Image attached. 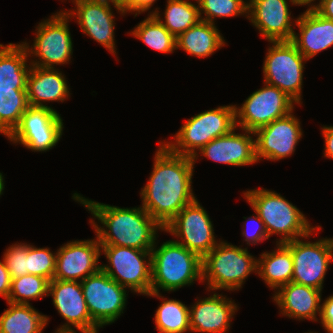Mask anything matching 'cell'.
Here are the masks:
<instances>
[{"mask_svg": "<svg viewBox=\"0 0 333 333\" xmlns=\"http://www.w3.org/2000/svg\"><path fill=\"white\" fill-rule=\"evenodd\" d=\"M242 103L235 105V124L241 130L255 132L274 120L290 114L296 102L279 88L264 83Z\"/></svg>", "mask_w": 333, "mask_h": 333, "instance_id": "cell-11", "label": "cell"}, {"mask_svg": "<svg viewBox=\"0 0 333 333\" xmlns=\"http://www.w3.org/2000/svg\"><path fill=\"white\" fill-rule=\"evenodd\" d=\"M28 244H12L6 249L3 260L11 279L27 275Z\"/></svg>", "mask_w": 333, "mask_h": 333, "instance_id": "cell-36", "label": "cell"}, {"mask_svg": "<svg viewBox=\"0 0 333 333\" xmlns=\"http://www.w3.org/2000/svg\"><path fill=\"white\" fill-rule=\"evenodd\" d=\"M165 232L181 238L174 240L202 259L218 244L207 211L197 198L185 206L164 228Z\"/></svg>", "mask_w": 333, "mask_h": 333, "instance_id": "cell-14", "label": "cell"}, {"mask_svg": "<svg viewBox=\"0 0 333 333\" xmlns=\"http://www.w3.org/2000/svg\"><path fill=\"white\" fill-rule=\"evenodd\" d=\"M28 57L23 43L0 44V89H27Z\"/></svg>", "mask_w": 333, "mask_h": 333, "instance_id": "cell-25", "label": "cell"}, {"mask_svg": "<svg viewBox=\"0 0 333 333\" xmlns=\"http://www.w3.org/2000/svg\"><path fill=\"white\" fill-rule=\"evenodd\" d=\"M321 129L325 139L324 157L333 159V126H323Z\"/></svg>", "mask_w": 333, "mask_h": 333, "instance_id": "cell-41", "label": "cell"}, {"mask_svg": "<svg viewBox=\"0 0 333 333\" xmlns=\"http://www.w3.org/2000/svg\"><path fill=\"white\" fill-rule=\"evenodd\" d=\"M49 280L32 274L11 279V289L7 302L29 305L30 300L49 296Z\"/></svg>", "mask_w": 333, "mask_h": 333, "instance_id": "cell-33", "label": "cell"}, {"mask_svg": "<svg viewBox=\"0 0 333 333\" xmlns=\"http://www.w3.org/2000/svg\"><path fill=\"white\" fill-rule=\"evenodd\" d=\"M101 254L97 236L96 239L67 242L57 249L53 279L81 282L101 269L98 262Z\"/></svg>", "mask_w": 333, "mask_h": 333, "instance_id": "cell-18", "label": "cell"}, {"mask_svg": "<svg viewBox=\"0 0 333 333\" xmlns=\"http://www.w3.org/2000/svg\"><path fill=\"white\" fill-rule=\"evenodd\" d=\"M320 322L328 333H333V295L321 304Z\"/></svg>", "mask_w": 333, "mask_h": 333, "instance_id": "cell-38", "label": "cell"}, {"mask_svg": "<svg viewBox=\"0 0 333 333\" xmlns=\"http://www.w3.org/2000/svg\"><path fill=\"white\" fill-rule=\"evenodd\" d=\"M76 6L64 12L70 17H75L84 34L91 37L101 46L116 55L115 48V17L112 14V5L119 13L125 14L122 7L110 3L108 0H73ZM112 4V5H110ZM76 8V9H75Z\"/></svg>", "mask_w": 333, "mask_h": 333, "instance_id": "cell-15", "label": "cell"}, {"mask_svg": "<svg viewBox=\"0 0 333 333\" xmlns=\"http://www.w3.org/2000/svg\"><path fill=\"white\" fill-rule=\"evenodd\" d=\"M55 333H77L76 330L75 331H55ZM81 333H88V332H81Z\"/></svg>", "mask_w": 333, "mask_h": 333, "instance_id": "cell-46", "label": "cell"}, {"mask_svg": "<svg viewBox=\"0 0 333 333\" xmlns=\"http://www.w3.org/2000/svg\"><path fill=\"white\" fill-rule=\"evenodd\" d=\"M56 265V253L49 248H37L28 244L27 272L53 280Z\"/></svg>", "mask_w": 333, "mask_h": 333, "instance_id": "cell-35", "label": "cell"}, {"mask_svg": "<svg viewBox=\"0 0 333 333\" xmlns=\"http://www.w3.org/2000/svg\"><path fill=\"white\" fill-rule=\"evenodd\" d=\"M72 197L76 202L83 204L103 225L101 227L92 219L89 221L95 229L100 245L151 251L157 243V230L164 231V228L142 206L135 208L111 206L86 199L78 193H74Z\"/></svg>", "mask_w": 333, "mask_h": 333, "instance_id": "cell-2", "label": "cell"}, {"mask_svg": "<svg viewBox=\"0 0 333 333\" xmlns=\"http://www.w3.org/2000/svg\"><path fill=\"white\" fill-rule=\"evenodd\" d=\"M48 295L52 296L55 308L67 322L57 328V331H75L77 329L79 332H98L100 328L91 319L81 282L53 279L49 282Z\"/></svg>", "mask_w": 333, "mask_h": 333, "instance_id": "cell-17", "label": "cell"}, {"mask_svg": "<svg viewBox=\"0 0 333 333\" xmlns=\"http://www.w3.org/2000/svg\"><path fill=\"white\" fill-rule=\"evenodd\" d=\"M157 0H129V2L123 7L125 14L131 12L138 14L148 11ZM135 12V13H134Z\"/></svg>", "mask_w": 333, "mask_h": 333, "instance_id": "cell-39", "label": "cell"}, {"mask_svg": "<svg viewBox=\"0 0 333 333\" xmlns=\"http://www.w3.org/2000/svg\"><path fill=\"white\" fill-rule=\"evenodd\" d=\"M108 1L122 8L129 2V0H108Z\"/></svg>", "mask_w": 333, "mask_h": 333, "instance_id": "cell-44", "label": "cell"}, {"mask_svg": "<svg viewBox=\"0 0 333 333\" xmlns=\"http://www.w3.org/2000/svg\"><path fill=\"white\" fill-rule=\"evenodd\" d=\"M263 63L264 83L285 92L301 105L304 63L307 59L291 41H270Z\"/></svg>", "mask_w": 333, "mask_h": 333, "instance_id": "cell-9", "label": "cell"}, {"mask_svg": "<svg viewBox=\"0 0 333 333\" xmlns=\"http://www.w3.org/2000/svg\"><path fill=\"white\" fill-rule=\"evenodd\" d=\"M238 306L222 294L213 293L189 307L190 330L201 333H226Z\"/></svg>", "mask_w": 333, "mask_h": 333, "instance_id": "cell-20", "label": "cell"}, {"mask_svg": "<svg viewBox=\"0 0 333 333\" xmlns=\"http://www.w3.org/2000/svg\"><path fill=\"white\" fill-rule=\"evenodd\" d=\"M63 119L57 110L49 107L29 106L19 125L7 137L27 149L46 152L56 146L63 134Z\"/></svg>", "mask_w": 333, "mask_h": 333, "instance_id": "cell-12", "label": "cell"}, {"mask_svg": "<svg viewBox=\"0 0 333 333\" xmlns=\"http://www.w3.org/2000/svg\"><path fill=\"white\" fill-rule=\"evenodd\" d=\"M150 297L162 299L155 313V324L159 333L191 332L189 307L179 300L164 298L159 292H150Z\"/></svg>", "mask_w": 333, "mask_h": 333, "instance_id": "cell-29", "label": "cell"}, {"mask_svg": "<svg viewBox=\"0 0 333 333\" xmlns=\"http://www.w3.org/2000/svg\"><path fill=\"white\" fill-rule=\"evenodd\" d=\"M101 252L106 256L109 263L108 265H101V270L110 278L134 293L147 295L151 292V251L115 245H101Z\"/></svg>", "mask_w": 333, "mask_h": 333, "instance_id": "cell-7", "label": "cell"}, {"mask_svg": "<svg viewBox=\"0 0 333 333\" xmlns=\"http://www.w3.org/2000/svg\"><path fill=\"white\" fill-rule=\"evenodd\" d=\"M225 45L222 34L213 23L200 20L176 38V48L191 56L206 58Z\"/></svg>", "mask_w": 333, "mask_h": 333, "instance_id": "cell-26", "label": "cell"}, {"mask_svg": "<svg viewBox=\"0 0 333 333\" xmlns=\"http://www.w3.org/2000/svg\"><path fill=\"white\" fill-rule=\"evenodd\" d=\"M71 18L64 10L55 13L49 19L42 20L37 27L33 45L22 42L28 55L39 57L29 62L32 66L55 68L69 63L73 53V43L68 23Z\"/></svg>", "mask_w": 333, "mask_h": 333, "instance_id": "cell-8", "label": "cell"}, {"mask_svg": "<svg viewBox=\"0 0 333 333\" xmlns=\"http://www.w3.org/2000/svg\"><path fill=\"white\" fill-rule=\"evenodd\" d=\"M314 9L323 17L333 20V0H321Z\"/></svg>", "mask_w": 333, "mask_h": 333, "instance_id": "cell-42", "label": "cell"}, {"mask_svg": "<svg viewBox=\"0 0 333 333\" xmlns=\"http://www.w3.org/2000/svg\"><path fill=\"white\" fill-rule=\"evenodd\" d=\"M199 15L202 21L215 24L216 17L228 18L248 14V1L244 0H198ZM206 16H202V14Z\"/></svg>", "mask_w": 333, "mask_h": 333, "instance_id": "cell-34", "label": "cell"}, {"mask_svg": "<svg viewBox=\"0 0 333 333\" xmlns=\"http://www.w3.org/2000/svg\"><path fill=\"white\" fill-rule=\"evenodd\" d=\"M9 308L0 316V333H42L49 317L29 305L7 302Z\"/></svg>", "mask_w": 333, "mask_h": 333, "instance_id": "cell-28", "label": "cell"}, {"mask_svg": "<svg viewBox=\"0 0 333 333\" xmlns=\"http://www.w3.org/2000/svg\"><path fill=\"white\" fill-rule=\"evenodd\" d=\"M129 33L158 52L168 54L177 49L176 37L154 15L149 14Z\"/></svg>", "mask_w": 333, "mask_h": 333, "instance_id": "cell-32", "label": "cell"}, {"mask_svg": "<svg viewBox=\"0 0 333 333\" xmlns=\"http://www.w3.org/2000/svg\"><path fill=\"white\" fill-rule=\"evenodd\" d=\"M235 127V105L218 106L188 119L172 138L175 141L163 143L172 152L191 157L195 163L199 156L197 151Z\"/></svg>", "mask_w": 333, "mask_h": 333, "instance_id": "cell-6", "label": "cell"}, {"mask_svg": "<svg viewBox=\"0 0 333 333\" xmlns=\"http://www.w3.org/2000/svg\"><path fill=\"white\" fill-rule=\"evenodd\" d=\"M4 176L2 175V173L0 172V197L3 194V190H4Z\"/></svg>", "mask_w": 333, "mask_h": 333, "instance_id": "cell-45", "label": "cell"}, {"mask_svg": "<svg viewBox=\"0 0 333 333\" xmlns=\"http://www.w3.org/2000/svg\"><path fill=\"white\" fill-rule=\"evenodd\" d=\"M154 157L153 171L141 189L142 208L163 228L187 205L194 196L191 157L172 152L162 141Z\"/></svg>", "mask_w": 333, "mask_h": 333, "instance_id": "cell-1", "label": "cell"}, {"mask_svg": "<svg viewBox=\"0 0 333 333\" xmlns=\"http://www.w3.org/2000/svg\"><path fill=\"white\" fill-rule=\"evenodd\" d=\"M270 41H291L295 32L287 0H249L245 16Z\"/></svg>", "mask_w": 333, "mask_h": 333, "instance_id": "cell-19", "label": "cell"}, {"mask_svg": "<svg viewBox=\"0 0 333 333\" xmlns=\"http://www.w3.org/2000/svg\"><path fill=\"white\" fill-rule=\"evenodd\" d=\"M151 250V292L176 291L194 281H202V258L183 245L168 240Z\"/></svg>", "mask_w": 333, "mask_h": 333, "instance_id": "cell-4", "label": "cell"}, {"mask_svg": "<svg viewBox=\"0 0 333 333\" xmlns=\"http://www.w3.org/2000/svg\"><path fill=\"white\" fill-rule=\"evenodd\" d=\"M293 20L300 34L294 32L291 42L307 60L333 46V20L321 16L314 8H307Z\"/></svg>", "mask_w": 333, "mask_h": 333, "instance_id": "cell-22", "label": "cell"}, {"mask_svg": "<svg viewBox=\"0 0 333 333\" xmlns=\"http://www.w3.org/2000/svg\"><path fill=\"white\" fill-rule=\"evenodd\" d=\"M276 245V250L260 255L257 274L269 288L277 291L281 286L292 282L294 264L291 250L284 243Z\"/></svg>", "mask_w": 333, "mask_h": 333, "instance_id": "cell-27", "label": "cell"}, {"mask_svg": "<svg viewBox=\"0 0 333 333\" xmlns=\"http://www.w3.org/2000/svg\"><path fill=\"white\" fill-rule=\"evenodd\" d=\"M202 281L208 289L235 291L242 288L245 279L252 273L257 274L258 259L254 258L247 247L242 248L225 241L219 243L202 259Z\"/></svg>", "mask_w": 333, "mask_h": 333, "instance_id": "cell-5", "label": "cell"}, {"mask_svg": "<svg viewBox=\"0 0 333 333\" xmlns=\"http://www.w3.org/2000/svg\"><path fill=\"white\" fill-rule=\"evenodd\" d=\"M11 289V277L4 260L0 261V296H2L6 301Z\"/></svg>", "mask_w": 333, "mask_h": 333, "instance_id": "cell-40", "label": "cell"}, {"mask_svg": "<svg viewBox=\"0 0 333 333\" xmlns=\"http://www.w3.org/2000/svg\"><path fill=\"white\" fill-rule=\"evenodd\" d=\"M244 198L263 221L268 238L281 235L277 243H287L308 236L316 227L282 195L264 188L243 192Z\"/></svg>", "mask_w": 333, "mask_h": 333, "instance_id": "cell-3", "label": "cell"}, {"mask_svg": "<svg viewBox=\"0 0 333 333\" xmlns=\"http://www.w3.org/2000/svg\"><path fill=\"white\" fill-rule=\"evenodd\" d=\"M321 292L322 290L313 287L290 282L273 294V300L283 316L318 322L317 313L319 317L321 314Z\"/></svg>", "mask_w": 333, "mask_h": 333, "instance_id": "cell-23", "label": "cell"}, {"mask_svg": "<svg viewBox=\"0 0 333 333\" xmlns=\"http://www.w3.org/2000/svg\"><path fill=\"white\" fill-rule=\"evenodd\" d=\"M237 129L236 126L229 133L210 141L199 150L200 154L212 161L233 166L257 163L254 132L242 130L245 131L242 134L235 133Z\"/></svg>", "mask_w": 333, "mask_h": 333, "instance_id": "cell-21", "label": "cell"}, {"mask_svg": "<svg viewBox=\"0 0 333 333\" xmlns=\"http://www.w3.org/2000/svg\"><path fill=\"white\" fill-rule=\"evenodd\" d=\"M300 124L292 111L287 116L256 130L254 136L257 162L263 158L279 161L291 156L303 136Z\"/></svg>", "mask_w": 333, "mask_h": 333, "instance_id": "cell-16", "label": "cell"}, {"mask_svg": "<svg viewBox=\"0 0 333 333\" xmlns=\"http://www.w3.org/2000/svg\"><path fill=\"white\" fill-rule=\"evenodd\" d=\"M157 9L150 11V15H154L176 38L201 20L199 5L193 4L189 0H167L163 15L164 21Z\"/></svg>", "mask_w": 333, "mask_h": 333, "instance_id": "cell-30", "label": "cell"}, {"mask_svg": "<svg viewBox=\"0 0 333 333\" xmlns=\"http://www.w3.org/2000/svg\"><path fill=\"white\" fill-rule=\"evenodd\" d=\"M247 221H249V223L251 222V224H254V223L256 225L258 224L257 226L254 225L257 228L255 227L256 229L254 231L252 230L253 232H251V231L248 232V230L244 229V227H243L244 231H242L243 233H241V234L243 235L242 237H245L244 241H247L246 243L249 246H250V244H252V245L257 244L258 242H262L266 239H269L265 226H264V223L257 214L254 215L253 217L252 216L248 217V219L245 221L246 222L245 227H247V229H248L249 226L246 225V224H248Z\"/></svg>", "mask_w": 333, "mask_h": 333, "instance_id": "cell-37", "label": "cell"}, {"mask_svg": "<svg viewBox=\"0 0 333 333\" xmlns=\"http://www.w3.org/2000/svg\"><path fill=\"white\" fill-rule=\"evenodd\" d=\"M315 0H290V3L293 4V5H301V6H304V5H308L309 6V9L311 8H314L315 5L313 4ZM321 0H319L320 2ZM312 3V4H311Z\"/></svg>", "mask_w": 333, "mask_h": 333, "instance_id": "cell-43", "label": "cell"}, {"mask_svg": "<svg viewBox=\"0 0 333 333\" xmlns=\"http://www.w3.org/2000/svg\"><path fill=\"white\" fill-rule=\"evenodd\" d=\"M67 80L56 68L30 67L27 78V99L29 106L49 107L44 103L62 102L70 96Z\"/></svg>", "mask_w": 333, "mask_h": 333, "instance_id": "cell-24", "label": "cell"}, {"mask_svg": "<svg viewBox=\"0 0 333 333\" xmlns=\"http://www.w3.org/2000/svg\"><path fill=\"white\" fill-rule=\"evenodd\" d=\"M316 228L306 237L284 243L293 258L294 270L292 282L322 290L326 272L333 261V238H323L316 242L303 241L309 238Z\"/></svg>", "mask_w": 333, "mask_h": 333, "instance_id": "cell-10", "label": "cell"}, {"mask_svg": "<svg viewBox=\"0 0 333 333\" xmlns=\"http://www.w3.org/2000/svg\"><path fill=\"white\" fill-rule=\"evenodd\" d=\"M28 107L27 89H0V133L8 137Z\"/></svg>", "mask_w": 333, "mask_h": 333, "instance_id": "cell-31", "label": "cell"}, {"mask_svg": "<svg viewBox=\"0 0 333 333\" xmlns=\"http://www.w3.org/2000/svg\"><path fill=\"white\" fill-rule=\"evenodd\" d=\"M92 321L100 328L115 322L126 307L127 290L101 269L81 281Z\"/></svg>", "mask_w": 333, "mask_h": 333, "instance_id": "cell-13", "label": "cell"}]
</instances>
